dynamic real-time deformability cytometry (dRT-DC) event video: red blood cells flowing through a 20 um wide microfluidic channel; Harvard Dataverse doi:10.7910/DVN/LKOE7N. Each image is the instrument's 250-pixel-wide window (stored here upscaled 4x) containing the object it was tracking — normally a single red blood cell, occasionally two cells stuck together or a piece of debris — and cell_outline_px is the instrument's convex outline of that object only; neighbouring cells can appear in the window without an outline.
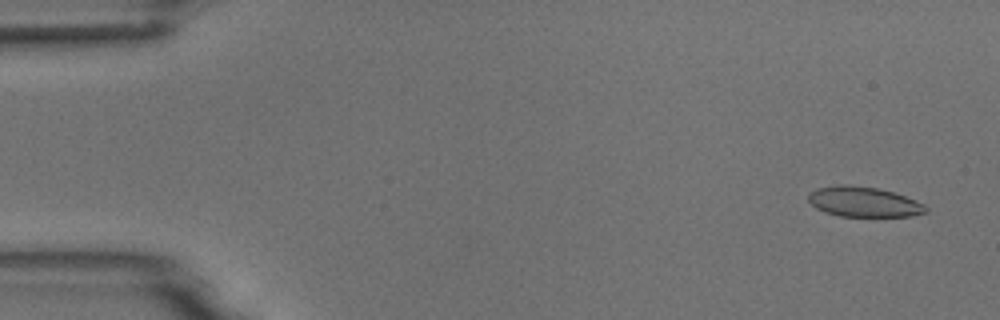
{"species": "common noctule bat (a hibernating species)", "species_latin": "Nyctalus noctula", "temperature_condition": "room temperature", "stored_images_in_passage": 5, "camera_frame_rate_fps": 3000, "um_per_image_px": 0.085, "animal": {"sex": "male", "body_mass_g": 18.8}, "frame": {"image": 1, "passage_image": 1, "time_ms": 0.0, "image_size_px": [1000, 320], "cell_outline_px": [[928, 212], [912, 216], [840, 216], [824, 212], [816, 208], [808, 200], [808, 192], [816, 188], [840, 184], [848, 184], [876, 188], [892, 192], [916, 200], [924, 204], [928, 208]], "centroid_in_image_um": [73.4, 17.15], "position_along_channel_um": 11.6, "area_um2": 20.69}}